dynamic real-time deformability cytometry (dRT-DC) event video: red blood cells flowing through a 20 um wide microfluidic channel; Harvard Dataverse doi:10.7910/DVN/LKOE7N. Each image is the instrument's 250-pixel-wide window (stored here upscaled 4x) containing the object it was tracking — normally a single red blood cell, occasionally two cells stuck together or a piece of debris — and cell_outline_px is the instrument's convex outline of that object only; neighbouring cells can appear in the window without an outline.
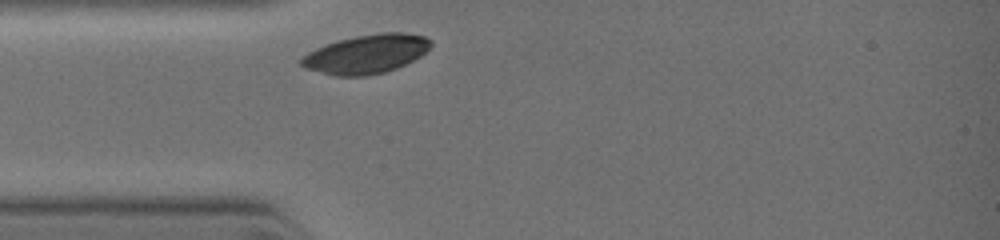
{"species": "common noctule bat (a hibernating species)", "species_latin": "Nyctalus noctula", "temperature_condition": "warm", "stored_images_in_passage": 22, "camera_frame_rate_fps": 3000, "um_per_image_px": 0.085, "animal": {"sex": "female", "body_mass_g": 19.0, "forearm_length_mm": 51.5}, "frame": {"image": 1, "passage_image": 1, "time_ms": 0.0, "image_size_px": [1000, 240], "cell_outline_px": [[432, 44], [420, 56], [396, 68], [384, 72], [364, 76], [332, 76], [304, 68], [300, 64], [300, 60], [308, 52], [316, 48], [336, 40], [356, 36], [384, 32], [404, 32], [424, 36], [432, 40]], "centroid_in_image_um": [31.11, 4.59], "position_along_channel_um": 53.9, "area_um2": 29.3}}
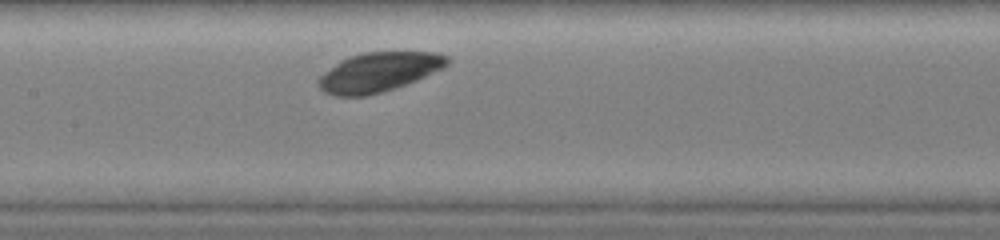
{"frame": {"image": 2, "passage_image": 16, "time_ms": 2.333, "image_size_px": [1000, 240], "cell_outline_px": [[452, 60], [444, 68], [416, 80], [368, 96], [336, 96], [324, 92], [316, 84], [316, 80], [324, 72], [340, 60], [348, 56], [364, 52], [436, 52], [448, 56]], "centroid_in_image_um": [32.18, 6.11], "position_along_channel_um": 175.2, "area_um2": 29.59}}
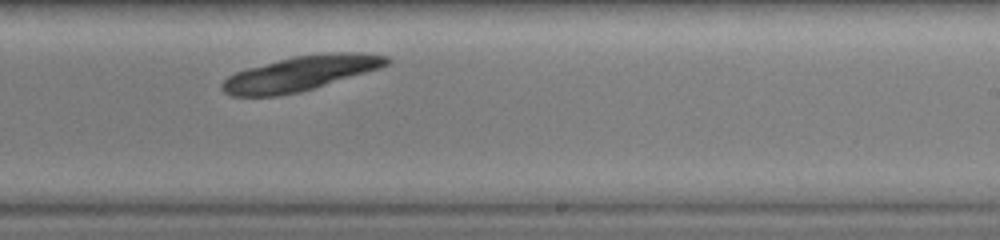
{"frame": {"image": 3, "passage_image": 22, "time_ms": 4.0, "image_size_px": [1000, 240], "cell_outline_px": [[392, 60], [388, 64], [380, 68], [300, 92], [276, 96], [232, 96], [224, 92], [220, 88], [220, 84], [228, 76], [236, 72], [248, 68], [292, 56], [324, 52], [364, 52], [392, 56]], "centroid_in_image_um": [25.58, 6.22], "position_along_channel_um": 263.4, "area_um2": 33.58}}